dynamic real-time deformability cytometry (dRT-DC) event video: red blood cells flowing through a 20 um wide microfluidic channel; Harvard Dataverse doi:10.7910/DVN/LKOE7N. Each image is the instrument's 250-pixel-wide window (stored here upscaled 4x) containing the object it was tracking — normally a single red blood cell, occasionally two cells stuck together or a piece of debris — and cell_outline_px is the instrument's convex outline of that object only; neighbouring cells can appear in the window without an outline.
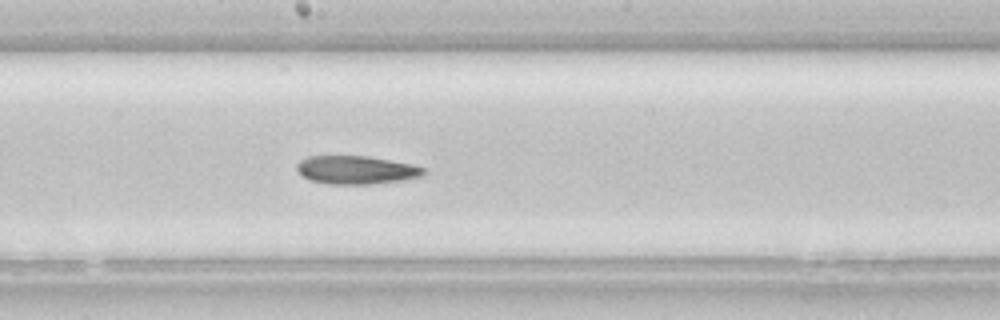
{"species": "common noctule bat (a hibernating species)", "species_latin": "Nyctalus noctula", "temperature_condition": "room temperature", "stored_images_in_passage": 25, "camera_frame_rate_fps": 3000, "um_per_image_px": 0.085, "animal": {"sex": "female", "body_mass_g": 22.7, "forearm_length_mm": 54.2}, "frame": {"image": 1, "passage_image": 15, "time_ms": 4.667, "image_size_px": [1000, 320], "cell_outline_px": [[428, 172], [420, 176], [400, 180], [372, 184], [328, 184], [312, 180], [304, 176], [296, 168], [296, 164], [300, 160], [308, 156], [368, 156], [412, 164], [424, 168]], "centroid_in_image_um": [30.28, 14.44], "position_along_channel_um": 217.9, "area_um2": 20.75}}